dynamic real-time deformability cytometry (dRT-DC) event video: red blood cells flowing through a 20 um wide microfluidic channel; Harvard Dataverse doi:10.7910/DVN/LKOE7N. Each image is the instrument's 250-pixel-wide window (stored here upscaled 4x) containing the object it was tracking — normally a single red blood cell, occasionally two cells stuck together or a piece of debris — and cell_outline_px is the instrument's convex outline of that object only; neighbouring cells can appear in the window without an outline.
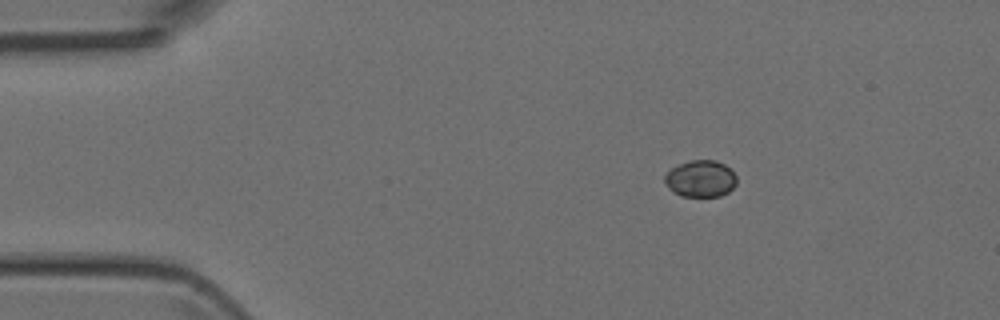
{"species": "Egyptian fruit bat (a non-hibernating species)", "species_latin": "Rousettus aegyptiacus", "temperature_condition": "room temperature", "stored_images_in_passage": 5, "camera_frame_rate_fps": 3000, "um_per_image_px": 0.085, "animal": {"sex": "female"}, "frame": {"image": 1, "passage_image": 3, "time_ms": 2.333, "image_size_px": [1000, 320], "cell_outline_px": [[736, 184], [728, 192], [720, 196], [680, 196], [672, 192], [668, 188], [664, 180], [664, 176], [672, 168], [680, 164], [692, 160], [716, 160], [724, 164], [736, 176]], "centroid_in_image_um": [59.53, 15.2], "position_along_channel_um": 25.5, "area_um2": 15.32}}
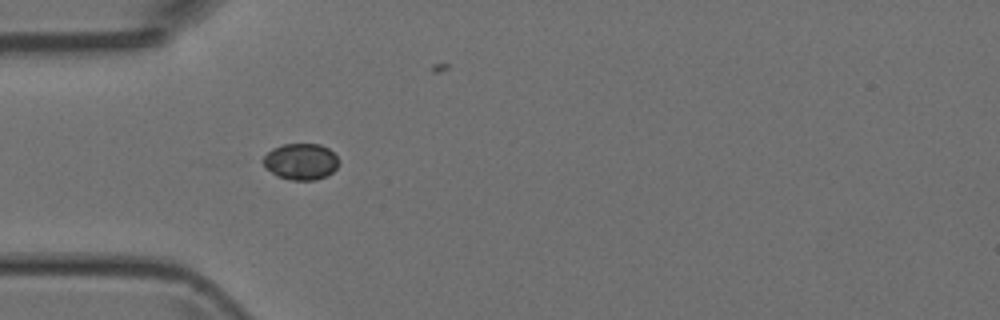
{"frame": {"image": 2, "passage_image": 5, "time_ms": 4.667, "image_size_px": [1000, 320], "cell_outline_px": [[336, 168], [328, 176], [316, 180], [292, 180], [276, 176], [264, 164], [264, 156], [272, 148], [284, 144], [320, 144], [328, 148], [336, 156]], "centroid_in_image_um": [25.57, 13.74], "position_along_channel_um": 59.4, "area_um2": 15.78}}